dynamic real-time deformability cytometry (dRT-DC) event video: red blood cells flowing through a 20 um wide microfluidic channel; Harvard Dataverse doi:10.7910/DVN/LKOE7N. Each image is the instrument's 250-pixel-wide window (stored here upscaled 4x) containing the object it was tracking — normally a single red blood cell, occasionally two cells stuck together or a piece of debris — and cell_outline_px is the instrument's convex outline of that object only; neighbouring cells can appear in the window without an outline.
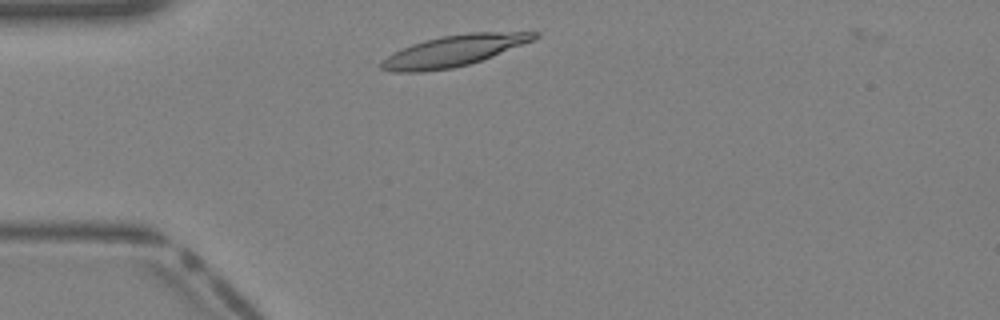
{"species": "Egyptian fruit bat (a non-hibernating species)", "species_latin": "Rousettus aegyptiacus", "temperature_condition": "warm", "stored_images_in_passage": 31, "camera_frame_rate_fps": 3000, "um_per_image_px": 0.085, "animal": {"sex": "female"}, "frame": {"image": 1, "passage_image": 2, "time_ms": 0.333, "image_size_px": [1000, 320], "cell_outline_px": [[540, 36], [532, 40], [492, 56], [468, 64], [452, 68], [420, 72], [392, 72], [380, 68], [380, 64], [392, 52], [412, 44], [424, 40], [440, 36], [468, 32], [540, 32]], "centroid_in_image_um": [38.53, 4.31], "position_along_channel_um": 46.5, "area_um2": 27.4}}
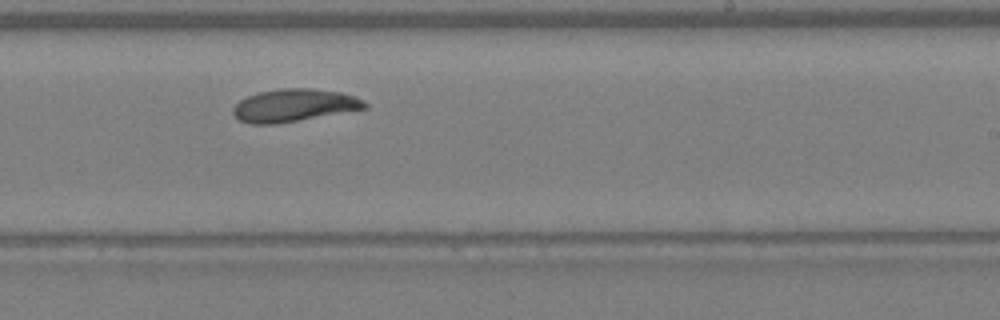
{"frame": {"image": 2, "passage_image": 16, "time_ms": 5.0, "image_size_px": [1000, 320], "cell_outline_px": [[368, 108], [272, 124], [252, 124], [240, 120], [232, 112], [232, 108], [240, 100], [248, 96], [260, 92], [280, 88], [312, 88], [340, 92], [356, 96], [364, 100], [368, 104]], "centroid_in_image_um": [25.01, 8.94], "position_along_channel_um": 264.0, "area_um2": 24.8}}
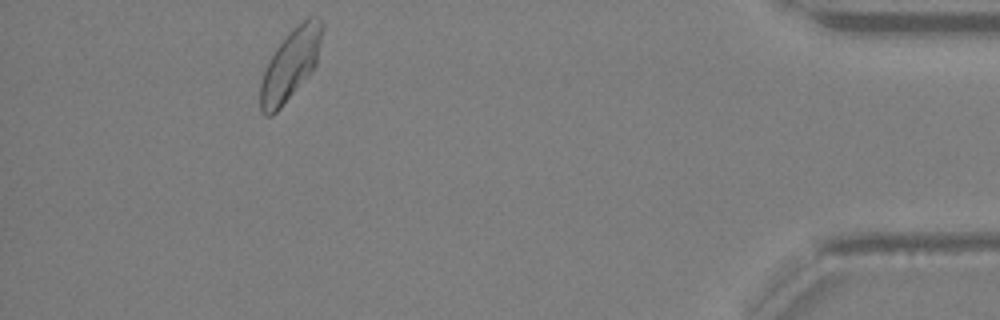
{"frame": {"image": 3, "passage_image": 28, "time_ms": 9.0, "image_size_px": [1000, 320], "cell_outline_px": [[324, 28], [316, 64], [280, 108], [272, 116], [264, 116], [260, 112], [260, 84], [264, 72], [276, 48], [288, 32], [292, 28], [308, 16], [316, 16], [324, 24]], "centroid_in_image_um": [24.69, 5.45], "position_along_channel_um": 410.5, "area_um2": 25.09}}